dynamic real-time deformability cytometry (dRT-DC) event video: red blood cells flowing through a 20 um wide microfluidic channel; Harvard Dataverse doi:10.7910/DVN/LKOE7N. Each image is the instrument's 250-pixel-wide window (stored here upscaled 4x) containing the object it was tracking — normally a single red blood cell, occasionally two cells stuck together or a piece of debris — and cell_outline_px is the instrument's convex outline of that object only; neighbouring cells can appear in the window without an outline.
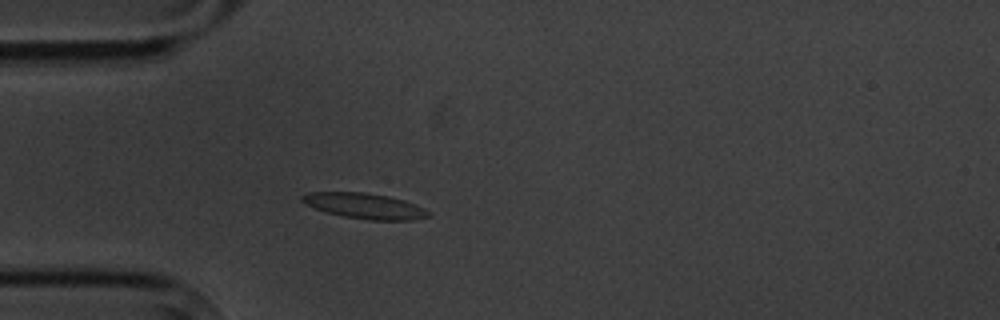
{"species": "common noctule bat (a hibernating species)", "species_latin": "Nyctalus noctula", "temperature_condition": "cold", "stored_images_in_passage": 3, "camera_frame_rate_fps": 3000, "um_per_image_px": 0.085, "animal": {"sex": "male", "body_mass_g": 20.1, "forearm_length_mm": 53.5}, "frame": {"image": 1, "passage_image": 3, "time_ms": 2.333, "image_size_px": [1000, 320], "cell_outline_px": [[432, 216], [412, 220], [368, 220], [344, 216], [328, 212], [304, 204], [300, 200], [300, 196], [308, 192], [360, 192], [388, 196], [404, 200], [416, 204], [432, 212]], "centroid_in_image_um": [31.03, 17.5], "position_along_channel_um": 54.0, "area_um2": 18.84}}